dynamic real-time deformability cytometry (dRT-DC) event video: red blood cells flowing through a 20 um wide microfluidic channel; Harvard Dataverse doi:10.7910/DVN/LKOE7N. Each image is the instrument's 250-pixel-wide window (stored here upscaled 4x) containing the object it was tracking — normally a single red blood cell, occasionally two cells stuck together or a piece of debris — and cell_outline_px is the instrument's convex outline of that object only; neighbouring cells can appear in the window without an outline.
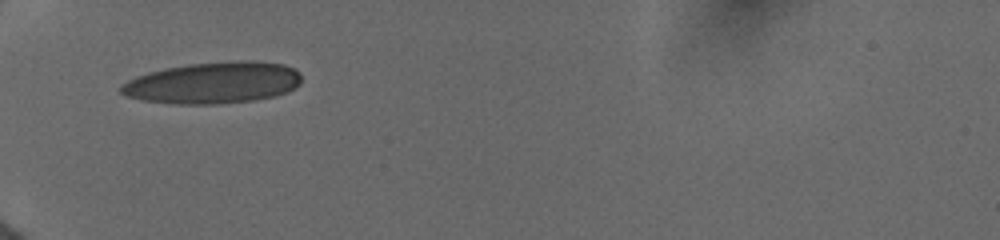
{"species": "human", "species_latin": "Homo sapiens", "temperature_condition": "cold", "stored_images_in_passage": 6, "camera_frame_rate_fps": 3000, "um_per_image_px": 0.085, "donor": {"sex": "female"}, "frame": {"image": 1, "passage_image": 1, "time_ms": 0.0, "image_size_px": [1000, 240], "cell_outline_px": [[300, 84], [296, 88], [288, 92], [276, 96], [252, 100], [216, 104], [176, 104], [144, 100], [128, 96], [120, 92], [120, 84], [136, 76], [148, 72], [188, 64], [236, 60], [252, 60], [284, 64], [300, 72]], "centroid_in_image_um": [18.15, 7.03], "position_along_channel_um": 66.8, "area_um2": 43.81}}
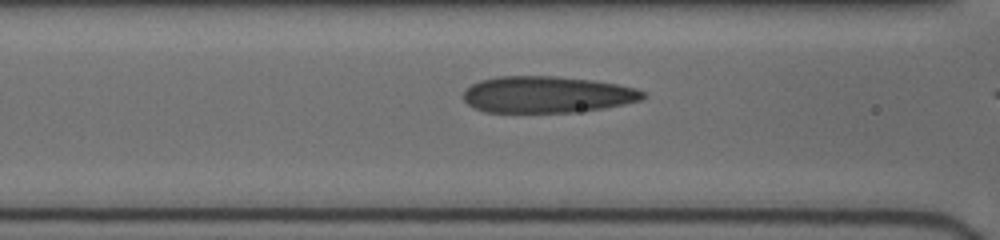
{"frame": {"image": 2, "passage_image": 3, "time_ms": 0.333, "image_size_px": [1000, 240], "cell_outline_px": [[648, 96], [640, 100], [624, 104], [604, 108], [572, 112], [484, 112], [468, 104], [464, 100], [464, 92], [472, 84], [480, 80], [496, 76], [556, 76], [592, 80], [616, 84], [636, 88], [644, 92]], "centroid_in_image_um": [46.5, 8.03], "position_along_channel_um": 120.1, "area_um2": 38.21}}